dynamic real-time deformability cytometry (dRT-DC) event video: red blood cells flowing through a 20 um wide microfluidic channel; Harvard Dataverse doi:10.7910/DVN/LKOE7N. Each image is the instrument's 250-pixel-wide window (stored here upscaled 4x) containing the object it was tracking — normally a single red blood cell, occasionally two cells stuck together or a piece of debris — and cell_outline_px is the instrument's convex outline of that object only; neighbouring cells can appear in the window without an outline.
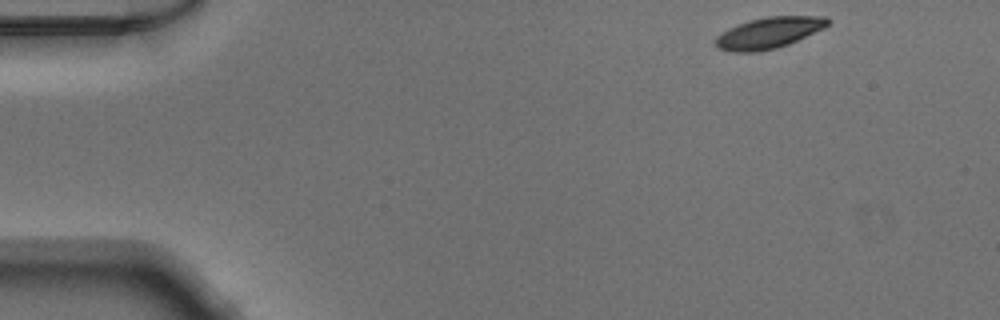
{"species": "Egyptian fruit bat (a non-hibernating species)", "species_latin": "Rousettus aegyptiacus", "temperature_condition": "warm", "stored_images_in_passage": 46, "camera_frame_rate_fps": 3000, "um_per_image_px": 0.085, "animal": {"sex": "male"}, "frame": {"image": 1, "passage_image": 1, "time_ms": 0.0, "image_size_px": [1000, 320], "cell_outline_px": [[828, 24], [824, 28], [788, 44], [776, 48], [760, 52], [732, 52], [716, 48], [716, 36], [728, 28], [736, 24], [748, 20], [768, 16], [828, 16]], "centroid_in_image_um": [65.31, 2.79], "position_along_channel_um": 19.7, "area_um2": 20.46}}
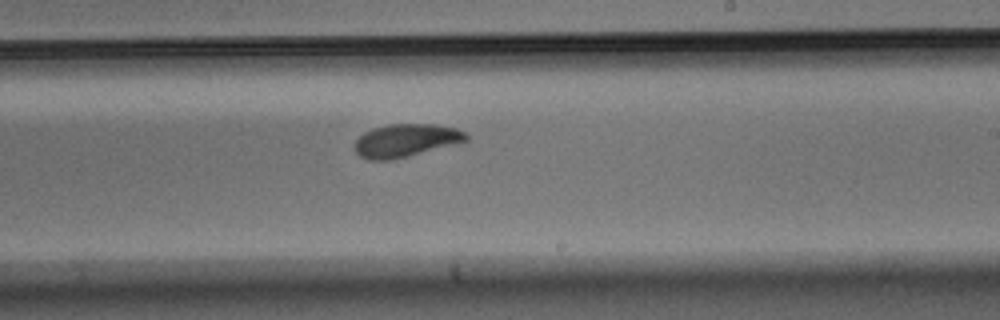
{"frame": {"image": 2, "passage_image": 26, "time_ms": 8.333, "image_size_px": [1000, 320], "cell_outline_px": [[468, 140], [456, 144], [392, 160], [368, 160], [360, 156], [356, 152], [356, 140], [364, 132], [372, 128], [388, 124], [436, 124], [456, 128], [464, 132], [468, 136]], "centroid_in_image_um": [34.5, 11.93], "position_along_channel_um": 254.5, "area_um2": 21.39}}
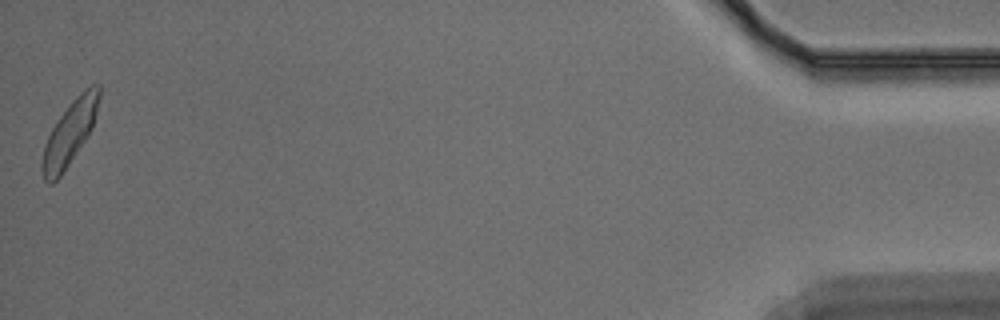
{"frame": {"image": 3, "passage_image": 46, "time_ms": 15.0, "image_size_px": [1000, 320], "cell_outline_px": [[100, 96], [92, 128], [88, 136], [60, 176], [52, 184], [48, 184], [44, 180], [40, 168], [40, 164], [44, 144], [56, 120], [68, 104], [84, 88], [92, 84], [100, 84]], "centroid_in_image_um": [5.9, 11.31], "position_along_channel_um": 429.3, "area_um2": 21.33}}